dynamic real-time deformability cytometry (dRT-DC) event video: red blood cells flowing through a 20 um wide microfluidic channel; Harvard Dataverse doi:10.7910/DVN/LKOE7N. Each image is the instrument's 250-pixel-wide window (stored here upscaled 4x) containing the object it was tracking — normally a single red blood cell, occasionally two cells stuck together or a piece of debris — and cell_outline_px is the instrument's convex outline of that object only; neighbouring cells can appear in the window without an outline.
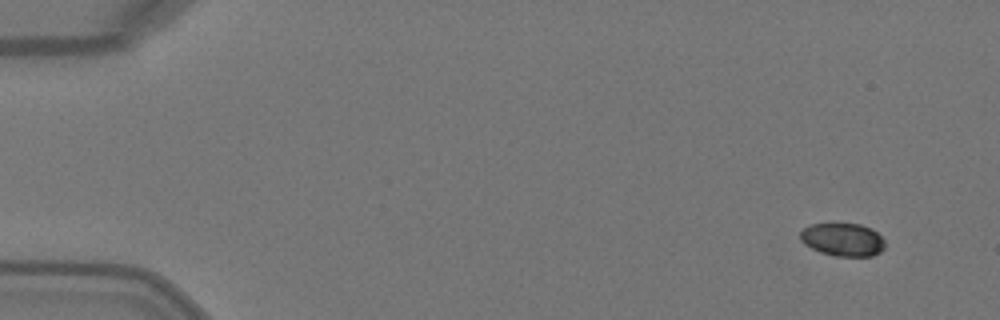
{"species": "Egyptian fruit bat (a non-hibernating species)", "species_latin": "Rousettus aegyptiacus", "temperature_condition": "warm", "stored_images_in_passage": 4, "segment_of_instrument_passage": [1, 2], "camera_frame_rate_fps": 3000, "um_per_image_px": 0.085, "animal": {"sex": "female"}, "frame": {"image": 1, "passage_image": 1, "time_ms": 0.0, "image_size_px": [1000, 320], "cell_outline_px": [[884, 248], [880, 252], [872, 256], [832, 256], [820, 252], [804, 244], [800, 240], [800, 232], [804, 228], [812, 224], [832, 220], [860, 224], [872, 228], [884, 240]], "centroid_in_image_um": [71.6, 20.31], "position_along_channel_um": 13.4, "area_um2": 16.99}}